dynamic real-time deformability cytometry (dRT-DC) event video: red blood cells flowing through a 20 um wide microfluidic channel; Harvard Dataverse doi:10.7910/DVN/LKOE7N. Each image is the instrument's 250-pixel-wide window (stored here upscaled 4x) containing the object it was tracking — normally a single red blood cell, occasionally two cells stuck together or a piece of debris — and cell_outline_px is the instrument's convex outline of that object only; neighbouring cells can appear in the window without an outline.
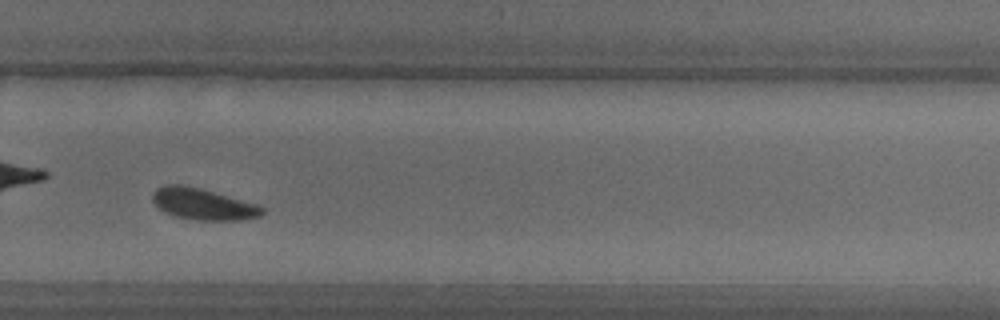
{"species": "common noctule bat (a hibernating species)", "species_latin": "Nyctalus noctula", "temperature_condition": "warm", "stored_images_in_passage": 19, "camera_frame_rate_fps": 3000, "um_per_image_px": 0.085, "animal": {"sex": "male", "body_mass_g": 18.8}, "frame": {"image": 1, "passage_image": 14, "time_ms": 4.333, "image_size_px": [1000, 320], "cell_outline_px": [[264, 212], [260, 216], [240, 220], [196, 220], [172, 216], [164, 212], [152, 200], [152, 192], [156, 188], [164, 184], [184, 184], [200, 188], [260, 204], [264, 208]], "centroid_in_image_um": [17.25, 17.33], "position_along_channel_um": 312.5, "area_um2": 20.4}}
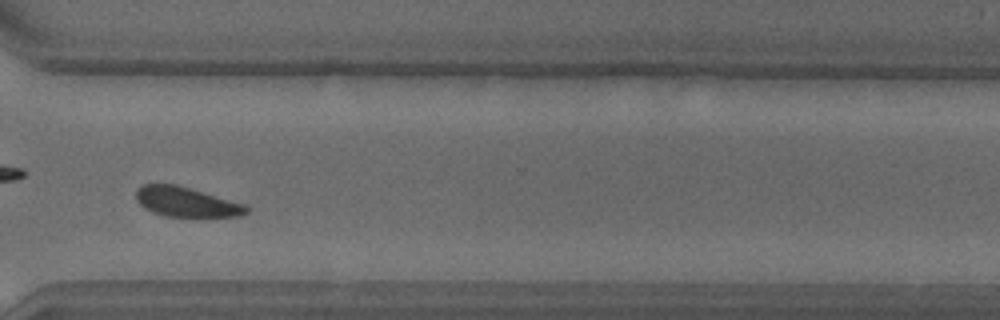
{"frame": {"image": 2, "passage_image": 16, "time_ms": 5.0, "image_size_px": [1000, 320], "cell_outline_px": [[248, 212], [240, 216], [164, 216], [152, 212], [144, 208], [136, 200], [136, 188], [144, 184], [176, 184], [244, 204], [248, 208]], "centroid_in_image_um": [15.78, 17.16], "position_along_channel_um": 354.8, "area_um2": 18.9}}